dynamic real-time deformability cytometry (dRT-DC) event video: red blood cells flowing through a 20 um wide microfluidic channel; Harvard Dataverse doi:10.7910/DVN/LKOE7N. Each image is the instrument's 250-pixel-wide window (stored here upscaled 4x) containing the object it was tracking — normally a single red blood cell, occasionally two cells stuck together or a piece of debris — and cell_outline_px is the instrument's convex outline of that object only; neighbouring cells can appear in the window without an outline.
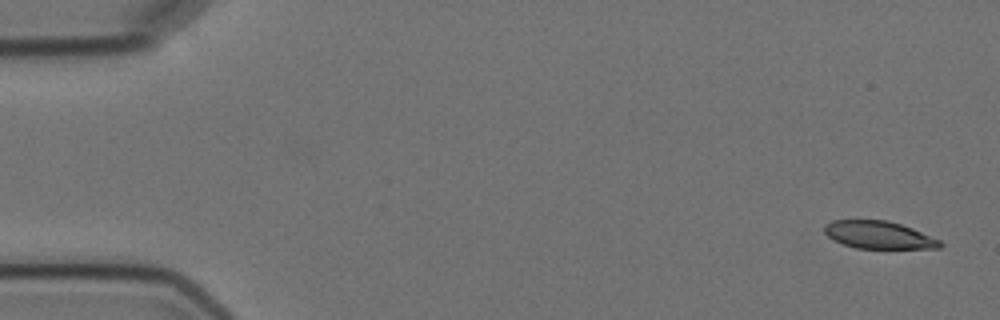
{"species": "Egyptian fruit bat (a non-hibernating species)", "species_latin": "Rousettus aegyptiacus", "temperature_condition": "cold", "stored_images_in_passage": 11, "camera_frame_rate_fps": 3000, "um_per_image_px": 0.085, "animal": {"sex": "female"}, "frame": {"image": 1, "passage_image": 1, "time_ms": 0.0, "image_size_px": [1000, 320], "cell_outline_px": [[944, 244], [940, 248], [856, 248], [844, 244], [828, 236], [824, 232], [824, 224], [832, 220], [888, 220], [912, 228], [940, 240]], "centroid_in_image_um": [74.69, 19.96], "position_along_channel_um": 10.3, "area_um2": 18.44}}
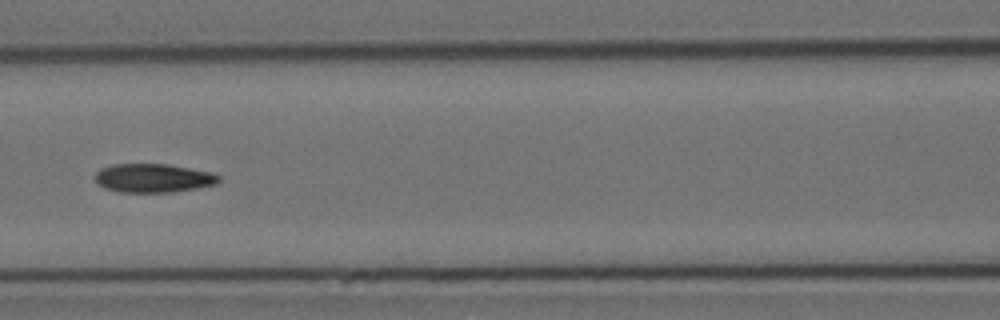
{"frame": {"image": 2, "passage_image": 7, "time_ms": 7.667, "image_size_px": [1000, 320], "cell_outline_px": [[220, 180], [216, 184], [196, 188], [172, 192], [120, 192], [104, 188], [96, 184], [92, 176], [100, 168], [112, 164], [168, 164], [212, 172], [220, 176]], "centroid_in_image_um": [12.97, 15.13], "position_along_channel_um": 153.6, "area_um2": 20.98}}
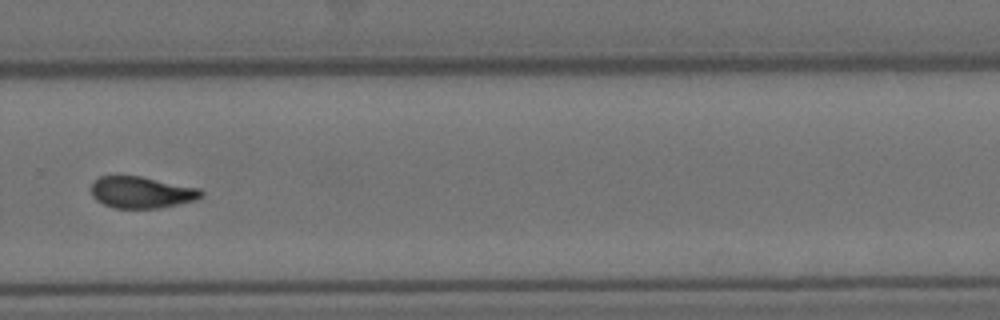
{"frame": {"image": 3, "passage_image": 11, "time_ms": 12.333, "image_size_px": [1000, 320], "cell_outline_px": [[204, 196], [196, 200], [180, 204], [160, 208], [112, 208], [96, 200], [92, 196], [92, 184], [100, 176], [140, 176], [200, 188], [204, 192]], "centroid_in_image_um": [12.07, 16.36], "position_along_channel_um": 317.7, "area_um2": 20.35}}